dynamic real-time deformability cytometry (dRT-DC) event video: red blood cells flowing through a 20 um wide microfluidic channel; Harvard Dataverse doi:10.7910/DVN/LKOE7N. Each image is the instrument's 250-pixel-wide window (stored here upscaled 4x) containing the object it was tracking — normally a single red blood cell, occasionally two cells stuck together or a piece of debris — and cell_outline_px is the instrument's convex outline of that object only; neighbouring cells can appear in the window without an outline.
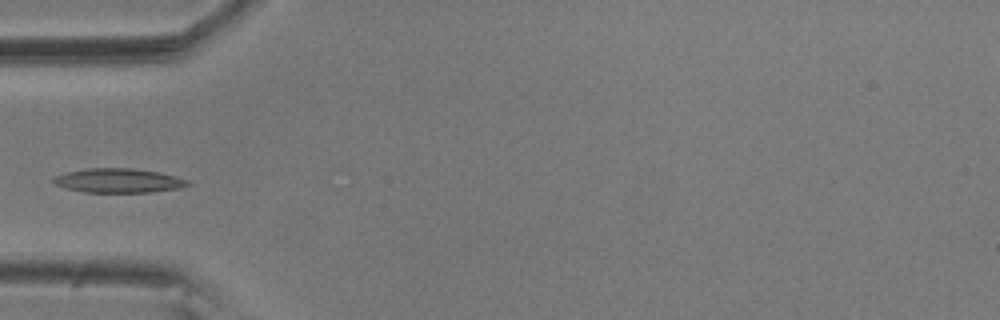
{"species": "common noctule bat (a hibernating species)", "species_latin": "Nyctalus noctula", "temperature_condition": "room temperature", "stored_images_in_passage": 9, "camera_frame_rate_fps": 3000, "um_per_image_px": 0.085, "animal": {"sex": "male", "body_mass_g": 20.5, "forearm_length_mm": 52.5}, "frame": {"image": 1, "passage_image": 4, "time_ms": 1.0, "image_size_px": [1000, 320], "cell_outline_px": [[192, 184], [180, 188], [148, 192], [84, 192], [68, 188], [56, 184], [52, 180], [52, 176], [64, 172], [88, 168], [132, 168], [160, 172], [176, 176], [188, 180]], "centroid_in_image_um": [10.07, 15.34], "position_along_channel_um": 74.9, "area_um2": 19.02}}
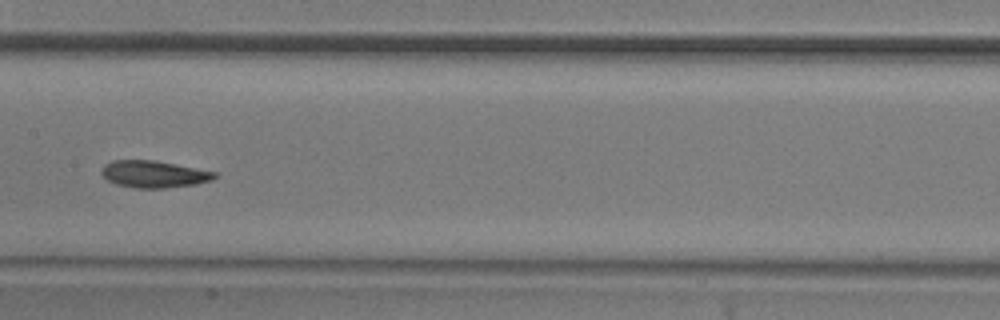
{"frame": {"image": 2, "passage_image": 7, "time_ms": 2.0, "image_size_px": [1000, 320], "cell_outline_px": [[220, 176], [212, 180], [196, 184], [164, 188], [136, 188], [116, 184], [108, 180], [100, 172], [100, 168], [104, 164], [112, 160], [152, 160], [216, 172]], "centroid_in_image_um": [13.06, 14.8], "position_along_channel_um": 194.3, "area_um2": 17.74}}
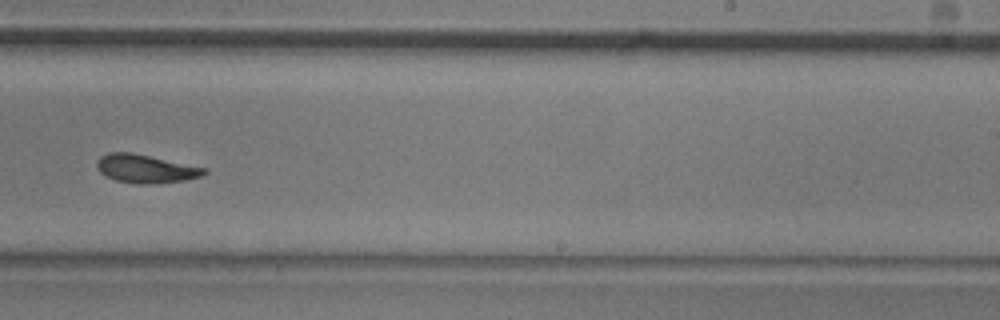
{"frame": {"image": 3, "passage_image": 9, "time_ms": 2.667, "image_size_px": [1000, 320], "cell_outline_px": [[208, 172], [200, 176], [184, 180], [156, 184], [136, 184], [116, 180], [100, 172], [96, 164], [96, 160], [100, 156], [108, 152], [132, 152], [208, 168]], "centroid_in_image_um": [12.39, 14.33], "position_along_channel_um": 276.6, "area_um2": 17.86}}